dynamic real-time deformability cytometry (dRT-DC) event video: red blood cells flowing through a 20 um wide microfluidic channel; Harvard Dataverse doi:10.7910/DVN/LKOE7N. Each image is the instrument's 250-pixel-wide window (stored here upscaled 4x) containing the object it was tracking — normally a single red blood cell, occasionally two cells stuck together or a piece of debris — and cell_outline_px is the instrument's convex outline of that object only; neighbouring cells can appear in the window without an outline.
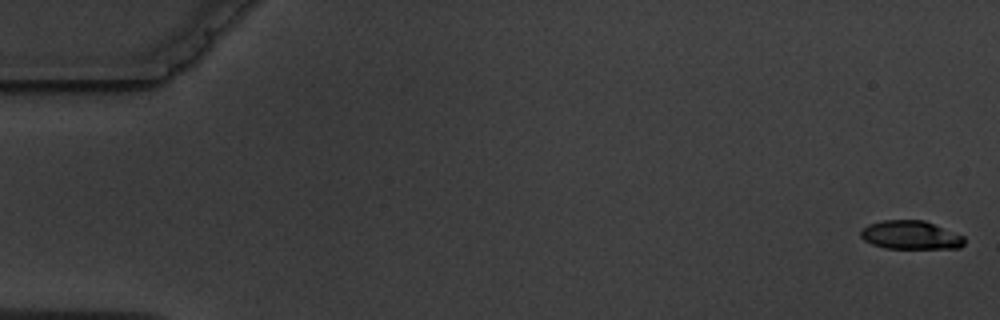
{"species": "common noctule bat (a hibernating species)", "species_latin": "Nyctalus noctula", "temperature_condition": "warm", "stored_images_in_passage": 5, "camera_frame_rate_fps": 3000, "um_per_image_px": 0.085, "animal": {"sex": "male", "body_mass_g": 19.5, "forearm_length_mm": 54.6}, "frame": {"image": 1, "passage_image": 1, "time_ms": 0.0, "image_size_px": [1000, 320], "cell_outline_px": [[964, 244], [960, 248], [884, 248], [872, 244], [864, 240], [860, 236], [860, 228], [868, 224], [884, 220], [924, 220], [964, 236]], "centroid_in_image_um": [77.37, 19.98], "position_along_channel_um": 7.6, "area_um2": 17.28}}
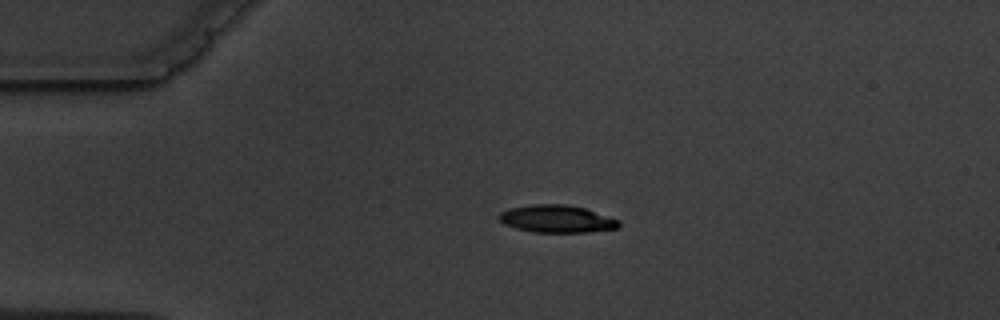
{"frame": {"image": 2, "passage_image": 4, "time_ms": 4.0, "image_size_px": [1000, 320], "cell_outline_px": [[620, 228], [588, 232], [532, 232], [516, 228], [504, 224], [496, 216], [500, 212], [508, 208], [532, 204], [564, 204], [584, 208], [620, 220]], "centroid_in_image_um": [47.31, 18.6], "position_along_channel_um": 37.7, "area_um2": 19.31}}